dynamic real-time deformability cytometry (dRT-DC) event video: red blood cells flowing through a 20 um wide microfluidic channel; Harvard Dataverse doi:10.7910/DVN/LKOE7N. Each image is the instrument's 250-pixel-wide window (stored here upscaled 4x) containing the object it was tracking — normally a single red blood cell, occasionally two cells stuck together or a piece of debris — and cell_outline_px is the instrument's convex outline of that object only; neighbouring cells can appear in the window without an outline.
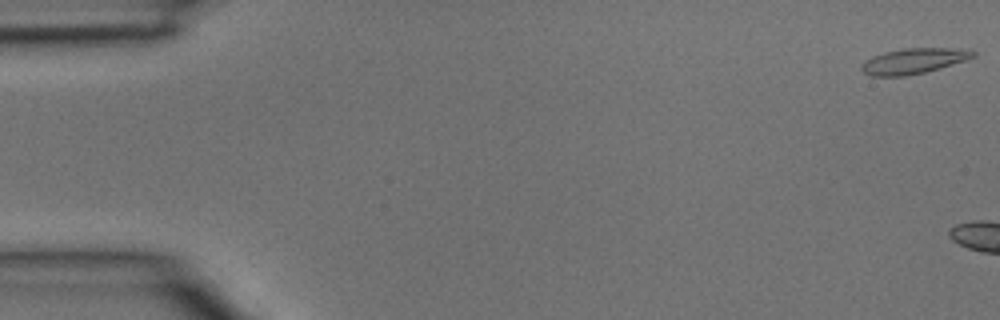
{"species": "common noctule bat (a hibernating species)", "species_latin": "Nyctalus noctula", "temperature_condition": "room temperature", "stored_images_in_passage": 6, "camera_frame_rate_fps": 3000, "um_per_image_px": 0.085, "animal": {"sex": "male", "body_mass_g": 15.6}, "frame": {"image": 1, "passage_image": 1, "time_ms": 0.0, "image_size_px": [1000, 320], "cell_outline_px": [[976, 56], [968, 60], [940, 68], [924, 72], [904, 76], [872, 76], [864, 72], [860, 68], [860, 64], [864, 60], [872, 56], [884, 52], [904, 48], [948, 48], [976, 52]], "centroid_in_image_um": [77.61, 5.19], "position_along_channel_um": 7.4, "area_um2": 16.53}}